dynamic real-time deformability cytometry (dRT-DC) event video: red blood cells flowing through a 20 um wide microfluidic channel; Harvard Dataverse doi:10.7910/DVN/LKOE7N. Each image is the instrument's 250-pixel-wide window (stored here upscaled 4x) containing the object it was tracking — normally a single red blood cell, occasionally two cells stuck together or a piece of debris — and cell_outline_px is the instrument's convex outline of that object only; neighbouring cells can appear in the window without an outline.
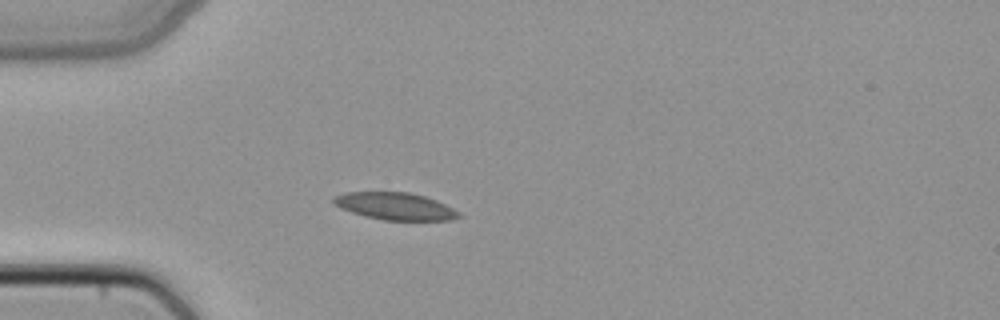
{"species": "common noctule bat (a hibernating species)", "species_latin": "Nyctalus noctula", "temperature_condition": "cold", "stored_images_in_passage": 36, "camera_frame_rate_fps": 3000, "um_per_image_px": 0.085, "animal": {"sex": "female", "body_mass_g": 22.7, "forearm_length_mm": 54.2}, "frame": {"image": 1, "passage_image": 1, "time_ms": 0.0, "image_size_px": [1000, 320], "cell_outline_px": [[460, 216], [452, 220], [384, 220], [364, 216], [340, 208], [332, 200], [332, 196], [344, 192], [408, 192], [424, 196], [436, 200], [460, 212]], "centroid_in_image_um": [33.56, 17.52], "position_along_channel_um": 51.4, "area_um2": 19.83}}
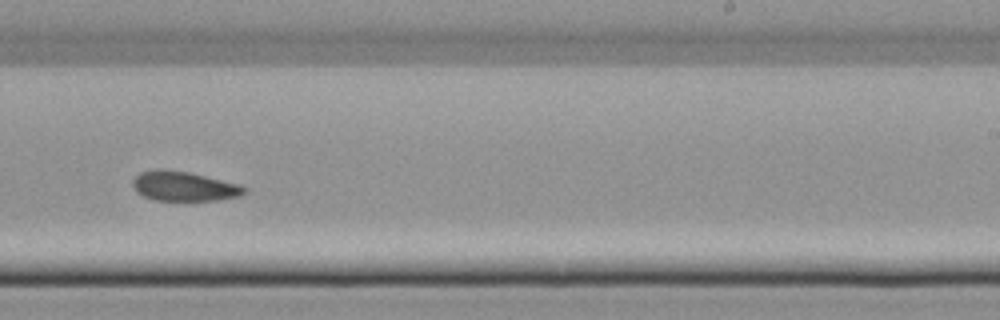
{"frame": {"image": 2, "passage_image": 18, "time_ms": 5.667, "image_size_px": [1000, 320], "cell_outline_px": [[248, 192], [240, 196], [216, 200], [152, 200], [136, 192], [132, 184], [132, 180], [140, 172], [156, 168], [160, 168], [188, 172], [240, 184], [248, 188]], "centroid_in_image_um": [15.64, 15.82], "position_along_channel_um": 273.4, "area_um2": 19.42}}
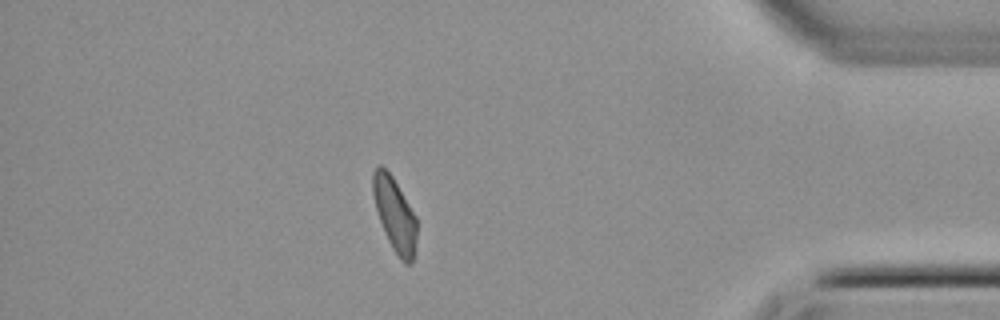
{"frame": {"image": 3, "passage_image": 30, "time_ms": 9.667, "image_size_px": [1000, 320], "cell_outline_px": [[416, 244], [412, 264], [404, 264], [400, 260], [392, 248], [384, 232], [376, 208], [372, 192], [372, 172], [376, 164], [380, 164], [392, 176], [416, 216]], "centroid_in_image_um": [33.54, 18.24], "position_along_channel_um": 401.7, "area_um2": 18.9}}